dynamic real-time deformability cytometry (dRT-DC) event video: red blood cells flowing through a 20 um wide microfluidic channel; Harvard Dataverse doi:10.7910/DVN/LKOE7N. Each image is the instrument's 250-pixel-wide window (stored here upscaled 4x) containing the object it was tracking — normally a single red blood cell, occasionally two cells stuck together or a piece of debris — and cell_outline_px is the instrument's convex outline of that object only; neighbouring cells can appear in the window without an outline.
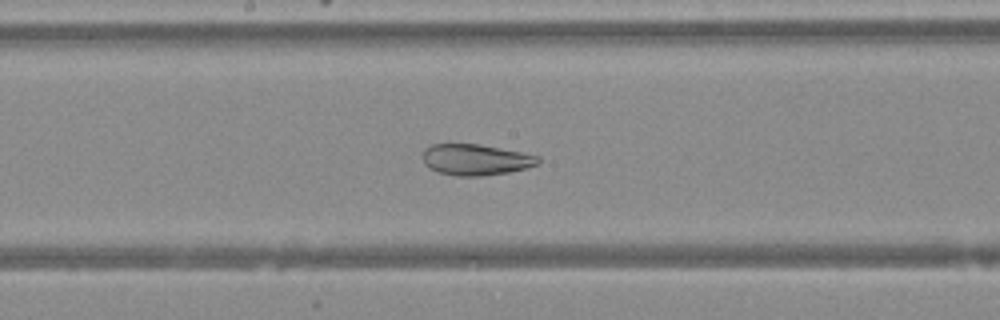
{"species": "Egyptian fruit bat (a non-hibernating species)", "species_latin": "Rousettus aegyptiacus", "temperature_condition": "warm", "stored_images_in_passage": 36, "camera_frame_rate_fps": 3000, "um_per_image_px": 0.085, "animal": {"sex": "female"}, "frame": {"image": 1, "passage_image": 14, "time_ms": 4.333, "image_size_px": [1000, 320], "cell_outline_px": [[540, 164], [508, 172], [480, 176], [456, 176], [436, 172], [428, 168], [424, 164], [424, 148], [432, 144], [480, 144], [540, 156]], "centroid_in_image_um": [40.41, 13.57], "position_along_channel_um": 207.8, "area_um2": 20.92}}
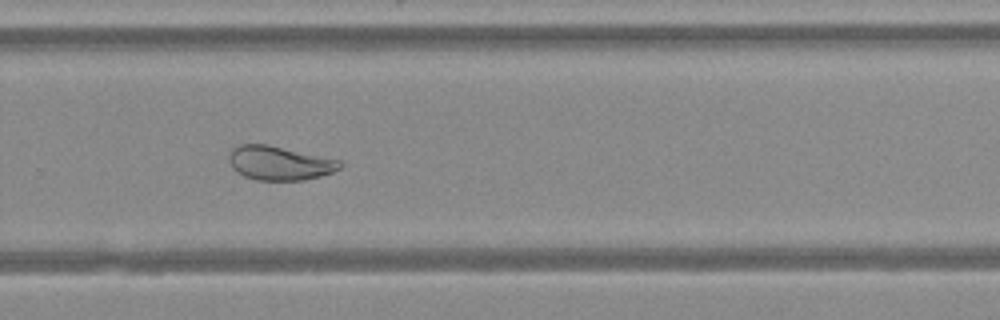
{"frame": {"image": 2, "passage_image": 21, "time_ms": 6.667, "image_size_px": [1000, 320], "cell_outline_px": [[344, 164], [340, 168], [332, 172], [320, 176], [304, 180], [256, 180], [244, 176], [236, 172], [232, 168], [228, 160], [228, 152], [232, 148], [240, 144], [268, 144], [340, 160]], "centroid_in_image_um": [23.72, 13.85], "position_along_channel_um": 306.1, "area_um2": 22.2}}
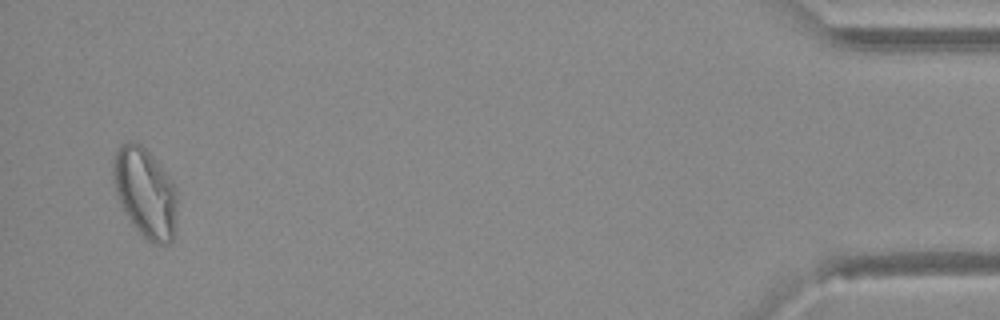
{"frame": {"image": 3, "passage_image": 35, "time_ms": 11.333, "image_size_px": [1000, 320], "cell_outline_px": [[176, 232], [172, 240], [168, 244], [156, 244], [148, 240], [132, 224], [124, 212], [120, 204], [116, 192], [112, 176], [112, 164], [116, 148], [120, 144], [132, 140], [136, 140], [152, 156], [172, 180], [176, 188]], "centroid_in_image_um": [12.33, 16.36], "position_along_channel_um": 422.9, "area_um2": 33.64}}